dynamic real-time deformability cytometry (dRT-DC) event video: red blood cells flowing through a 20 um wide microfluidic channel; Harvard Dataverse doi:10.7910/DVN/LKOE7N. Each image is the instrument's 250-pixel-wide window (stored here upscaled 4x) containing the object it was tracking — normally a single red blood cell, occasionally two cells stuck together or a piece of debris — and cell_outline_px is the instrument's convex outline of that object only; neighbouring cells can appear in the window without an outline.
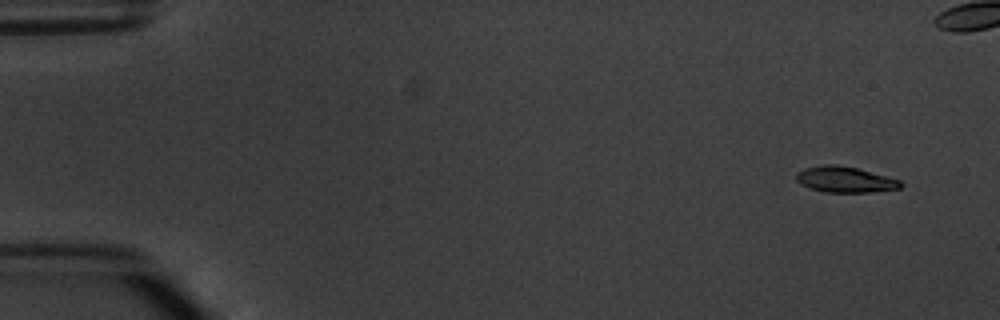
{"species": "common noctule bat (a hibernating species)", "species_latin": "Nyctalus noctula", "temperature_condition": "warm", "stored_images_in_passage": 4, "camera_frame_rate_fps": 3000, "um_per_image_px": 0.085, "animal": {"sex": "male", "body_mass_g": 20.1, "forearm_length_mm": 53.5}, "frame": {"image": 1, "passage_image": 1, "time_ms": 0.0, "image_size_px": [1000, 320], "cell_outline_px": [[904, 184], [900, 188], [872, 192], [828, 192], [812, 188], [800, 184], [796, 180], [796, 172], [804, 168], [824, 164], [836, 164], [856, 168], [900, 180]], "centroid_in_image_um": [71.81, 15.25], "position_along_channel_um": 13.2, "area_um2": 15.61}}